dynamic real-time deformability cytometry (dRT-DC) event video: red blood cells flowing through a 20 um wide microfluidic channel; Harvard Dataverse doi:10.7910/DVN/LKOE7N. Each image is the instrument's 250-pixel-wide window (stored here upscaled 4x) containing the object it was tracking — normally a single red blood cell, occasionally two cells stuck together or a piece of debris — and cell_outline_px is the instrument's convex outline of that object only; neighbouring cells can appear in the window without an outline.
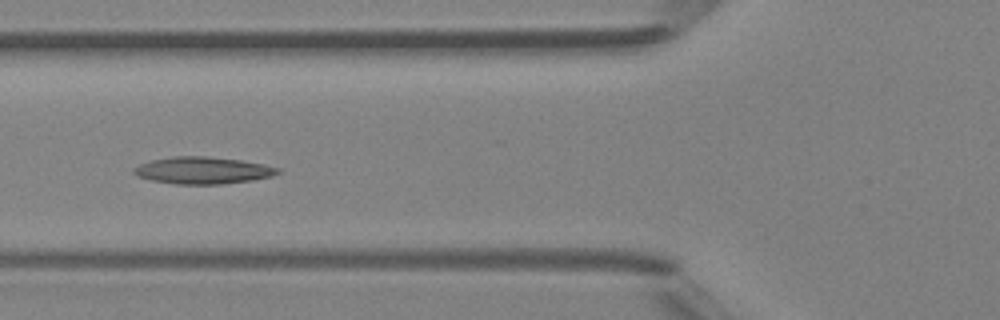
{"species": "Egyptian fruit bat (a non-hibernating species)", "species_latin": "Rousettus aegyptiacus", "temperature_condition": "room temperature", "stored_images_in_passage": 5, "camera_frame_rate_fps": 3000, "um_per_image_px": 0.085, "animal": {"sex": "female"}, "frame": {"image": 1, "passage_image": 5, "time_ms": 4.333, "image_size_px": [1000, 320], "cell_outline_px": [[280, 172], [272, 176], [252, 180], [220, 184], [176, 184], [152, 180], [136, 176], [132, 172], [132, 168], [140, 164], [152, 160], [172, 156], [208, 156], [240, 160], [264, 164], [280, 168]], "centroid_in_image_um": [17.22, 14.48], "position_along_channel_um": 108.6, "area_um2": 22.66}}